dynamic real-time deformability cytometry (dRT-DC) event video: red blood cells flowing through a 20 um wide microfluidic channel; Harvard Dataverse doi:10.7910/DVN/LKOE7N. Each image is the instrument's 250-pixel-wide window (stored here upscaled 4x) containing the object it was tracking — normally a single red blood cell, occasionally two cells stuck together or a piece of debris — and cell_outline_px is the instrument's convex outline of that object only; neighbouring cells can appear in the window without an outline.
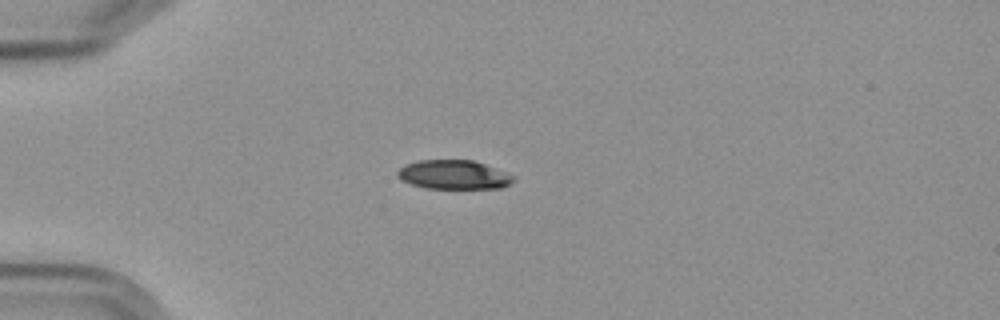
{"species": "Egyptian fruit bat (a non-hibernating species)", "species_latin": "Rousettus aegyptiacus", "temperature_condition": "cold", "stored_images_in_passage": 42, "camera_frame_rate_fps": 3000, "um_per_image_px": 0.085, "frame": {"image": 1, "passage_image": 1, "time_ms": 0.0, "image_size_px": [1000, 320], "cell_outline_px": [[512, 180], [508, 184], [500, 188], [424, 188], [412, 184], [396, 176], [396, 172], [404, 164], [420, 160], [472, 160], [484, 164], [512, 176]], "centroid_in_image_um": [38.48, 14.84], "position_along_channel_um": 46.5, "area_um2": 19.19}}
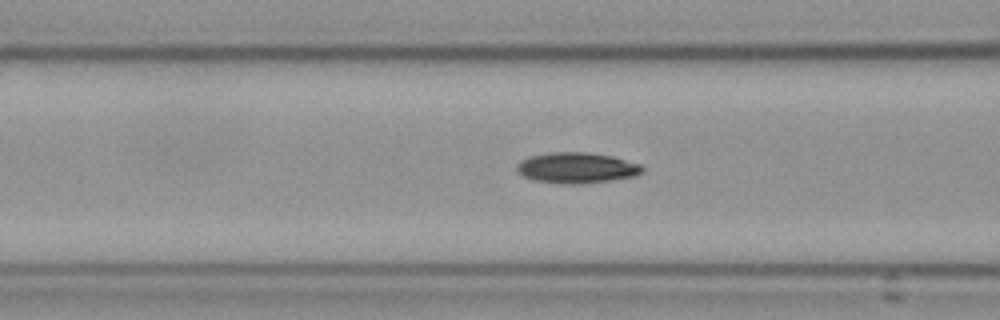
{"frame": {"image": 2, "passage_image": 9, "time_ms": 2.667, "image_size_px": [1000, 320], "cell_outline_px": [[644, 172], [636, 176], [612, 180], [580, 184], [564, 184], [532, 180], [520, 176], [516, 172], [516, 164], [528, 156], [552, 152], [588, 152], [612, 156], [640, 164], [644, 168]], "centroid_in_image_um": [48.99, 14.27], "position_along_channel_um": 117.6, "area_um2": 22.83}}
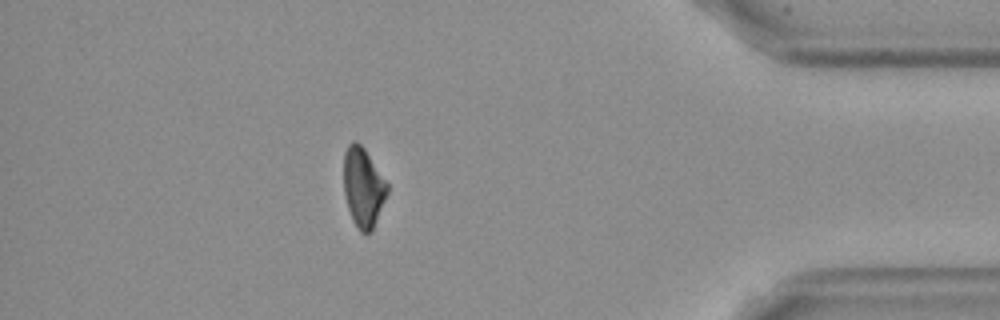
{"frame": {"image": 3, "passage_image": 36, "time_ms": 11.667, "image_size_px": [1000, 320], "cell_outline_px": [[388, 192], [372, 232], [360, 232], [356, 228], [352, 220], [348, 208], [344, 192], [344, 152], [348, 144], [352, 140], [356, 140], [364, 148], [388, 184]], "centroid_in_image_um": [30.86, 15.93], "position_along_channel_um": 404.3, "area_um2": 20.17}, "authors_computed_cell_mechanics": {"area_um2": 21.8773, "velocity_mm_per_s": 3.5918, "shape_relaxation_time_tau1_ms": 3.6575, "shape_relaxation_time_tau2_ms": null, "deformation_change_tau1": 0.1151, "deformation_change_tau2": null}}